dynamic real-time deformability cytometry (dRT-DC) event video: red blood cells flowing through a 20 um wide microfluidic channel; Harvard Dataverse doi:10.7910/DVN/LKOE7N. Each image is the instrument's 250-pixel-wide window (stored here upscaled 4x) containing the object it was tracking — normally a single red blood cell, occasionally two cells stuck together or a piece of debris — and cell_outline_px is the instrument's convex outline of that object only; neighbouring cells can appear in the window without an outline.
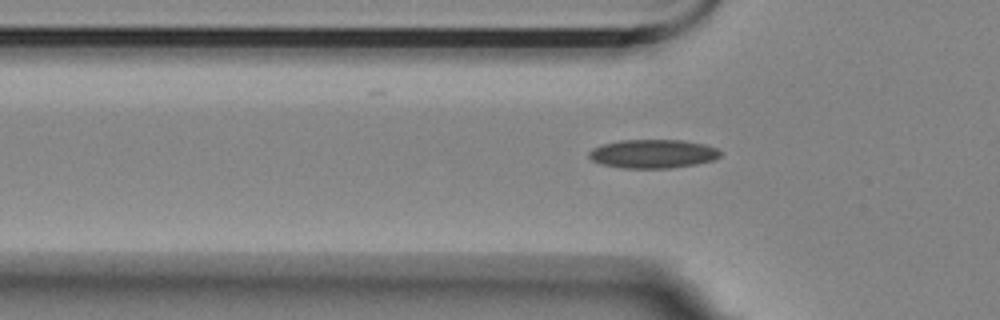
{"species": "Egyptian fruit bat (a non-hibernating species)", "species_latin": "Rousettus aegyptiacus", "temperature_condition": "room temperature", "stored_images_in_passage": 41, "camera_frame_rate_fps": 3000, "um_per_image_px": 0.085, "animal": {"sex": "female"}, "frame": {"image": 1, "passage_image": 10, "time_ms": 3.0, "image_size_px": [1000, 320], "cell_outline_px": [[720, 156], [716, 160], [696, 164], [672, 168], [620, 168], [600, 164], [592, 160], [588, 156], [588, 152], [592, 148], [600, 144], [620, 140], [680, 140], [704, 144], [716, 148], [720, 152]], "centroid_in_image_um": [55.46, 13.08], "position_along_channel_um": 70.3, "area_um2": 22.2}}
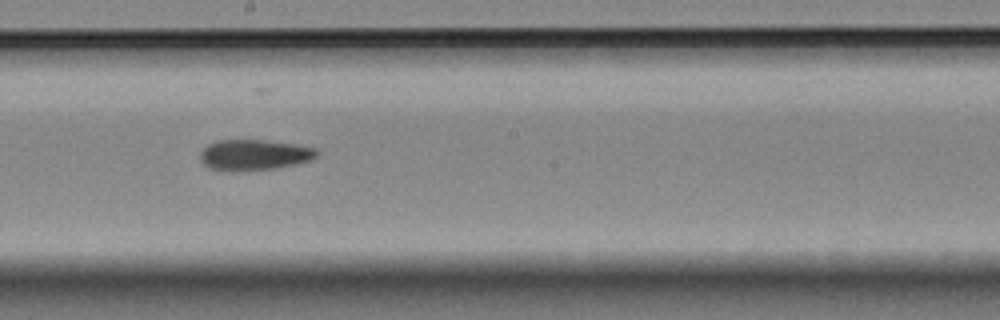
{"frame": {"image": 2, "passage_image": 23, "time_ms": 7.333, "image_size_px": [1000, 320], "cell_outline_px": [[320, 156], [312, 160], [296, 164], [276, 168], [236, 172], [212, 168], [204, 164], [200, 160], [200, 152], [208, 144], [216, 140], [264, 140], [296, 144], [316, 148], [320, 152]], "centroid_in_image_um": [21.66, 13.16], "position_along_channel_um": 226.5, "area_um2": 21.15}}
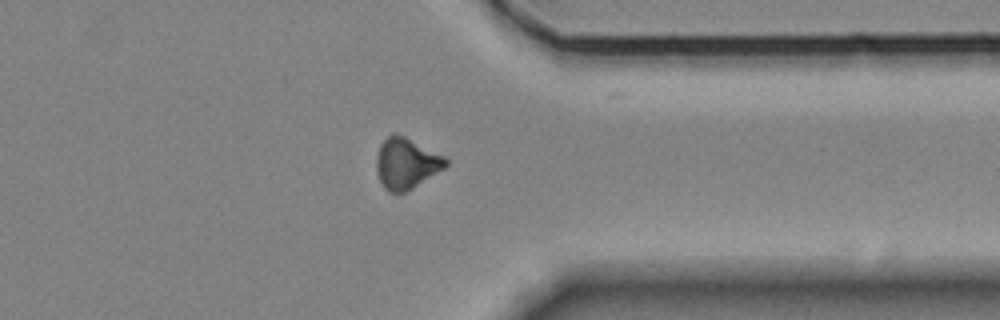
{"frame": {"image": 3, "passage_image": 36, "time_ms": 11.667, "image_size_px": [1000, 320], "cell_outline_px": [[448, 164], [444, 168], [412, 188], [404, 192], [388, 192], [384, 188], [376, 172], [376, 156], [380, 144], [392, 132], [396, 132], [444, 156], [448, 160]], "centroid_in_image_um": [34.5, 13.87], "position_along_channel_um": 376.9, "area_um2": 20.4}}